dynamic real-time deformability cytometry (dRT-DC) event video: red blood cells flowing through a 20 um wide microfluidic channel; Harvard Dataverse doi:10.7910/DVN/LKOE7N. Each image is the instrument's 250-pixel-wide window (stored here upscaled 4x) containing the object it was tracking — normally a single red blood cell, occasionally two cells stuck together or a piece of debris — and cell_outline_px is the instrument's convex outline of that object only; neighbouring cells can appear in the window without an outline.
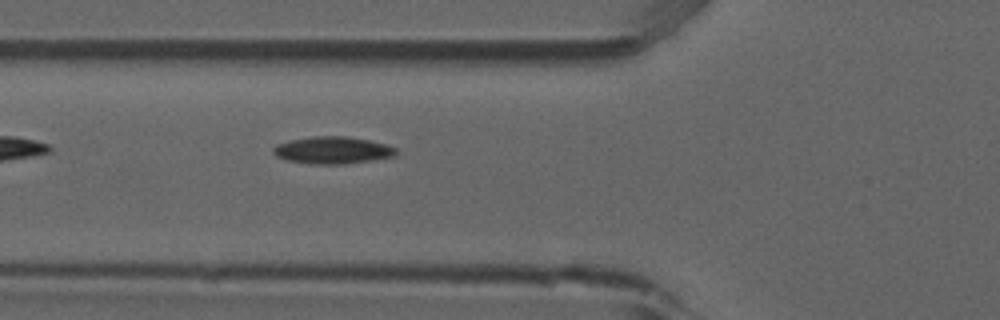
{"species": "common noctule bat (a hibernating species)", "species_latin": "Nyctalus noctula", "temperature_condition": "room temperature", "stored_images_in_passage": 2, "camera_frame_rate_fps": 3000, "um_per_image_px": 0.085, "animal": {"sex": "male", "forearm_length_mm": 52.5}, "frame": {"image": 1, "passage_image": 2, "time_ms": 0.333, "image_size_px": [1000, 320], "cell_outline_px": [[396, 156], [372, 160], [344, 164], [308, 164], [284, 160], [276, 156], [272, 152], [272, 148], [276, 144], [292, 140], [312, 136], [348, 136], [368, 140], [384, 144], [396, 148]], "centroid_in_image_um": [28.23, 12.77], "position_along_channel_um": 97.6, "area_um2": 19.54}}